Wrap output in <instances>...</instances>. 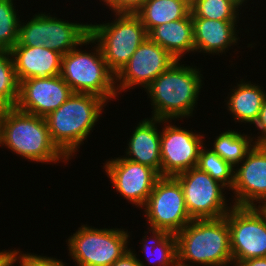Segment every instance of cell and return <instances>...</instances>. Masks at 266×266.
<instances>
[{"mask_svg": "<svg viewBox=\"0 0 266 266\" xmlns=\"http://www.w3.org/2000/svg\"><path fill=\"white\" fill-rule=\"evenodd\" d=\"M103 169L120 196L136 208H142L160 175L151 167L130 161L122 156L109 158Z\"/></svg>", "mask_w": 266, "mask_h": 266, "instance_id": "obj_14", "label": "cell"}, {"mask_svg": "<svg viewBox=\"0 0 266 266\" xmlns=\"http://www.w3.org/2000/svg\"><path fill=\"white\" fill-rule=\"evenodd\" d=\"M19 81L15 74L10 51L0 49V104L8 108L16 106Z\"/></svg>", "mask_w": 266, "mask_h": 266, "instance_id": "obj_27", "label": "cell"}, {"mask_svg": "<svg viewBox=\"0 0 266 266\" xmlns=\"http://www.w3.org/2000/svg\"><path fill=\"white\" fill-rule=\"evenodd\" d=\"M162 120L144 118L135 126L133 133L127 141V148L122 156L130 161L153 168L161 176V150L158 129Z\"/></svg>", "mask_w": 266, "mask_h": 266, "instance_id": "obj_19", "label": "cell"}, {"mask_svg": "<svg viewBox=\"0 0 266 266\" xmlns=\"http://www.w3.org/2000/svg\"><path fill=\"white\" fill-rule=\"evenodd\" d=\"M235 266H266V257L251 258Z\"/></svg>", "mask_w": 266, "mask_h": 266, "instance_id": "obj_33", "label": "cell"}, {"mask_svg": "<svg viewBox=\"0 0 266 266\" xmlns=\"http://www.w3.org/2000/svg\"><path fill=\"white\" fill-rule=\"evenodd\" d=\"M175 61L167 50L147 38L115 75L118 97L121 91L125 93L137 86L145 89Z\"/></svg>", "mask_w": 266, "mask_h": 266, "instance_id": "obj_13", "label": "cell"}, {"mask_svg": "<svg viewBox=\"0 0 266 266\" xmlns=\"http://www.w3.org/2000/svg\"><path fill=\"white\" fill-rule=\"evenodd\" d=\"M233 266L266 257V212L262 207L233 206L226 214Z\"/></svg>", "mask_w": 266, "mask_h": 266, "instance_id": "obj_11", "label": "cell"}, {"mask_svg": "<svg viewBox=\"0 0 266 266\" xmlns=\"http://www.w3.org/2000/svg\"><path fill=\"white\" fill-rule=\"evenodd\" d=\"M22 21L15 46H45L64 55L78 46L82 48L93 43L90 23H72L45 12L35 13L28 22Z\"/></svg>", "mask_w": 266, "mask_h": 266, "instance_id": "obj_6", "label": "cell"}, {"mask_svg": "<svg viewBox=\"0 0 266 266\" xmlns=\"http://www.w3.org/2000/svg\"><path fill=\"white\" fill-rule=\"evenodd\" d=\"M135 252L130 248L110 266H146V263H143V261L136 257L138 255Z\"/></svg>", "mask_w": 266, "mask_h": 266, "instance_id": "obj_32", "label": "cell"}, {"mask_svg": "<svg viewBox=\"0 0 266 266\" xmlns=\"http://www.w3.org/2000/svg\"><path fill=\"white\" fill-rule=\"evenodd\" d=\"M72 94V89L60 75L29 78L19 82V96L15 107L20 111L45 118Z\"/></svg>", "mask_w": 266, "mask_h": 266, "instance_id": "obj_16", "label": "cell"}, {"mask_svg": "<svg viewBox=\"0 0 266 266\" xmlns=\"http://www.w3.org/2000/svg\"><path fill=\"white\" fill-rule=\"evenodd\" d=\"M241 133L228 128L227 131L225 130V132H221L219 136H216L211 147L213 152L217 153L234 168L242 162L256 144L254 137H251L252 134Z\"/></svg>", "mask_w": 266, "mask_h": 266, "instance_id": "obj_24", "label": "cell"}, {"mask_svg": "<svg viewBox=\"0 0 266 266\" xmlns=\"http://www.w3.org/2000/svg\"><path fill=\"white\" fill-rule=\"evenodd\" d=\"M148 38L167 50L175 59L183 60L187 53H195L191 13L183 18L152 28Z\"/></svg>", "mask_w": 266, "mask_h": 266, "instance_id": "obj_21", "label": "cell"}, {"mask_svg": "<svg viewBox=\"0 0 266 266\" xmlns=\"http://www.w3.org/2000/svg\"><path fill=\"white\" fill-rule=\"evenodd\" d=\"M92 45L95 46L89 52L78 46L64 54L60 76L73 93L93 94L108 103L118 97L115 74L109 69L99 45L94 40Z\"/></svg>", "mask_w": 266, "mask_h": 266, "instance_id": "obj_5", "label": "cell"}, {"mask_svg": "<svg viewBox=\"0 0 266 266\" xmlns=\"http://www.w3.org/2000/svg\"><path fill=\"white\" fill-rule=\"evenodd\" d=\"M255 129L259 130L257 138L255 136L254 140L256 143H266V97L264 99L263 105L260 110L259 117L254 123Z\"/></svg>", "mask_w": 266, "mask_h": 266, "instance_id": "obj_31", "label": "cell"}, {"mask_svg": "<svg viewBox=\"0 0 266 266\" xmlns=\"http://www.w3.org/2000/svg\"><path fill=\"white\" fill-rule=\"evenodd\" d=\"M230 93L224 100L226 109L233 116L234 122L254 125L257 121L266 92L264 87L244 79L232 86Z\"/></svg>", "mask_w": 266, "mask_h": 266, "instance_id": "obj_20", "label": "cell"}, {"mask_svg": "<svg viewBox=\"0 0 266 266\" xmlns=\"http://www.w3.org/2000/svg\"><path fill=\"white\" fill-rule=\"evenodd\" d=\"M180 62L175 61L144 89L153 109L151 118L176 121L191 118L196 112L204 85L202 68Z\"/></svg>", "mask_w": 266, "mask_h": 266, "instance_id": "obj_1", "label": "cell"}, {"mask_svg": "<svg viewBox=\"0 0 266 266\" xmlns=\"http://www.w3.org/2000/svg\"><path fill=\"white\" fill-rule=\"evenodd\" d=\"M233 4H235L238 8H241L247 4L248 0H230ZM245 4V5H244Z\"/></svg>", "mask_w": 266, "mask_h": 266, "instance_id": "obj_36", "label": "cell"}, {"mask_svg": "<svg viewBox=\"0 0 266 266\" xmlns=\"http://www.w3.org/2000/svg\"><path fill=\"white\" fill-rule=\"evenodd\" d=\"M109 7L111 13H130L135 14L146 0H99Z\"/></svg>", "mask_w": 266, "mask_h": 266, "instance_id": "obj_30", "label": "cell"}, {"mask_svg": "<svg viewBox=\"0 0 266 266\" xmlns=\"http://www.w3.org/2000/svg\"><path fill=\"white\" fill-rule=\"evenodd\" d=\"M197 167L223 184L227 188L226 191L231 190L234 183V167L213 152L211 148L206 146L201 148Z\"/></svg>", "mask_w": 266, "mask_h": 266, "instance_id": "obj_26", "label": "cell"}, {"mask_svg": "<svg viewBox=\"0 0 266 266\" xmlns=\"http://www.w3.org/2000/svg\"><path fill=\"white\" fill-rule=\"evenodd\" d=\"M106 106L107 102L99 96L73 93L45 117L52 142L69 160L95 130Z\"/></svg>", "mask_w": 266, "mask_h": 266, "instance_id": "obj_2", "label": "cell"}, {"mask_svg": "<svg viewBox=\"0 0 266 266\" xmlns=\"http://www.w3.org/2000/svg\"><path fill=\"white\" fill-rule=\"evenodd\" d=\"M14 251L15 249L0 251V266H5L12 259Z\"/></svg>", "mask_w": 266, "mask_h": 266, "instance_id": "obj_34", "label": "cell"}, {"mask_svg": "<svg viewBox=\"0 0 266 266\" xmlns=\"http://www.w3.org/2000/svg\"><path fill=\"white\" fill-rule=\"evenodd\" d=\"M147 228L179 233L193 219L186 206L182 187L174 176H160L145 205L141 208Z\"/></svg>", "mask_w": 266, "mask_h": 266, "instance_id": "obj_9", "label": "cell"}, {"mask_svg": "<svg viewBox=\"0 0 266 266\" xmlns=\"http://www.w3.org/2000/svg\"><path fill=\"white\" fill-rule=\"evenodd\" d=\"M171 122L172 120H162L161 176H176L197 167L200 150L205 146V135H201V132L198 134L196 130L193 132L192 129L187 130Z\"/></svg>", "mask_w": 266, "mask_h": 266, "instance_id": "obj_12", "label": "cell"}, {"mask_svg": "<svg viewBox=\"0 0 266 266\" xmlns=\"http://www.w3.org/2000/svg\"><path fill=\"white\" fill-rule=\"evenodd\" d=\"M14 0H0V49L10 51L18 40L20 17ZM18 15V16H17Z\"/></svg>", "mask_w": 266, "mask_h": 266, "instance_id": "obj_28", "label": "cell"}, {"mask_svg": "<svg viewBox=\"0 0 266 266\" xmlns=\"http://www.w3.org/2000/svg\"><path fill=\"white\" fill-rule=\"evenodd\" d=\"M180 183L186 209L192 219H218L225 217L233 205L226 199L227 189L219 181L198 167L174 176ZM225 191V193H223Z\"/></svg>", "mask_w": 266, "mask_h": 266, "instance_id": "obj_10", "label": "cell"}, {"mask_svg": "<svg viewBox=\"0 0 266 266\" xmlns=\"http://www.w3.org/2000/svg\"><path fill=\"white\" fill-rule=\"evenodd\" d=\"M147 229L149 230L145 231L144 235L145 233L152 235L150 237L147 234L143 236L140 244L145 254L144 259H146L148 264L153 263L155 266H178L176 235L164 230Z\"/></svg>", "mask_w": 266, "mask_h": 266, "instance_id": "obj_23", "label": "cell"}, {"mask_svg": "<svg viewBox=\"0 0 266 266\" xmlns=\"http://www.w3.org/2000/svg\"><path fill=\"white\" fill-rule=\"evenodd\" d=\"M18 81L59 76L63 55L45 46H14L11 50Z\"/></svg>", "mask_w": 266, "mask_h": 266, "instance_id": "obj_17", "label": "cell"}, {"mask_svg": "<svg viewBox=\"0 0 266 266\" xmlns=\"http://www.w3.org/2000/svg\"><path fill=\"white\" fill-rule=\"evenodd\" d=\"M115 20L90 24V37L99 45L109 69L116 75L148 38L136 14L114 13Z\"/></svg>", "mask_w": 266, "mask_h": 266, "instance_id": "obj_7", "label": "cell"}, {"mask_svg": "<svg viewBox=\"0 0 266 266\" xmlns=\"http://www.w3.org/2000/svg\"><path fill=\"white\" fill-rule=\"evenodd\" d=\"M231 191L233 206L262 207L266 203V143H256L234 168Z\"/></svg>", "mask_w": 266, "mask_h": 266, "instance_id": "obj_15", "label": "cell"}, {"mask_svg": "<svg viewBox=\"0 0 266 266\" xmlns=\"http://www.w3.org/2000/svg\"><path fill=\"white\" fill-rule=\"evenodd\" d=\"M193 22L195 54H225L231 46L241 41L237 34L239 21H220L200 17H191ZM237 31V32H236ZM215 53V54H214ZM220 53V54H219Z\"/></svg>", "mask_w": 266, "mask_h": 266, "instance_id": "obj_18", "label": "cell"}, {"mask_svg": "<svg viewBox=\"0 0 266 266\" xmlns=\"http://www.w3.org/2000/svg\"><path fill=\"white\" fill-rule=\"evenodd\" d=\"M0 146L34 163L69 162L52 142L45 118L16 107L9 108L4 116Z\"/></svg>", "mask_w": 266, "mask_h": 266, "instance_id": "obj_4", "label": "cell"}, {"mask_svg": "<svg viewBox=\"0 0 266 266\" xmlns=\"http://www.w3.org/2000/svg\"><path fill=\"white\" fill-rule=\"evenodd\" d=\"M15 260L12 258L5 266H15Z\"/></svg>", "mask_w": 266, "mask_h": 266, "instance_id": "obj_37", "label": "cell"}, {"mask_svg": "<svg viewBox=\"0 0 266 266\" xmlns=\"http://www.w3.org/2000/svg\"><path fill=\"white\" fill-rule=\"evenodd\" d=\"M240 12V9L230 0H195L191 4V17L239 21Z\"/></svg>", "mask_w": 266, "mask_h": 266, "instance_id": "obj_25", "label": "cell"}, {"mask_svg": "<svg viewBox=\"0 0 266 266\" xmlns=\"http://www.w3.org/2000/svg\"><path fill=\"white\" fill-rule=\"evenodd\" d=\"M23 251L16 249L14 251V254L12 258L15 260V262L19 265L18 266H68L66 265L62 259L54 258V257H48L34 254V253H22Z\"/></svg>", "mask_w": 266, "mask_h": 266, "instance_id": "obj_29", "label": "cell"}, {"mask_svg": "<svg viewBox=\"0 0 266 266\" xmlns=\"http://www.w3.org/2000/svg\"><path fill=\"white\" fill-rule=\"evenodd\" d=\"M8 109V107L4 106L3 104H0V143L2 139L3 120Z\"/></svg>", "mask_w": 266, "mask_h": 266, "instance_id": "obj_35", "label": "cell"}, {"mask_svg": "<svg viewBox=\"0 0 266 266\" xmlns=\"http://www.w3.org/2000/svg\"><path fill=\"white\" fill-rule=\"evenodd\" d=\"M129 233L123 228L81 225L66 239L68 254L75 266H110L130 249Z\"/></svg>", "mask_w": 266, "mask_h": 266, "instance_id": "obj_8", "label": "cell"}, {"mask_svg": "<svg viewBox=\"0 0 266 266\" xmlns=\"http://www.w3.org/2000/svg\"><path fill=\"white\" fill-rule=\"evenodd\" d=\"M191 13L187 0H146L135 13L149 32L152 28L183 19Z\"/></svg>", "mask_w": 266, "mask_h": 266, "instance_id": "obj_22", "label": "cell"}, {"mask_svg": "<svg viewBox=\"0 0 266 266\" xmlns=\"http://www.w3.org/2000/svg\"><path fill=\"white\" fill-rule=\"evenodd\" d=\"M176 240L178 266H233L226 216L193 219L176 234Z\"/></svg>", "mask_w": 266, "mask_h": 266, "instance_id": "obj_3", "label": "cell"}, {"mask_svg": "<svg viewBox=\"0 0 266 266\" xmlns=\"http://www.w3.org/2000/svg\"><path fill=\"white\" fill-rule=\"evenodd\" d=\"M190 4H192L195 0H187Z\"/></svg>", "mask_w": 266, "mask_h": 266, "instance_id": "obj_38", "label": "cell"}]
</instances>
